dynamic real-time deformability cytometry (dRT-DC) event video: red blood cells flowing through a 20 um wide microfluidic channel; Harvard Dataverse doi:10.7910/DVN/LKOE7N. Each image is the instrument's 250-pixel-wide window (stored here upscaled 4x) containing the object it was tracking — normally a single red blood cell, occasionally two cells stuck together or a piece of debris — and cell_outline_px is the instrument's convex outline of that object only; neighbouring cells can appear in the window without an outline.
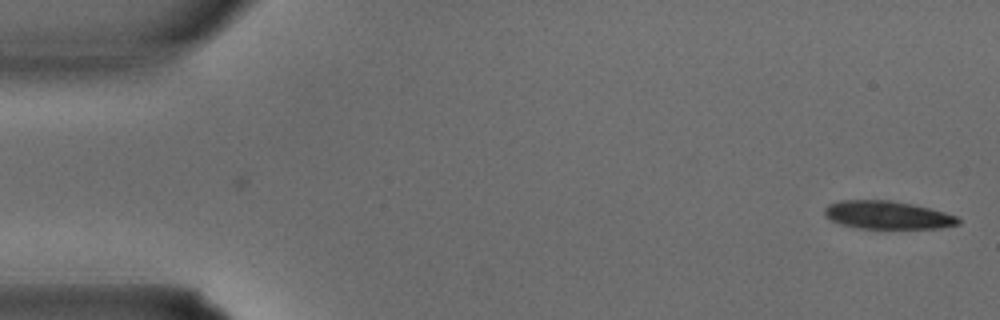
{"species": "common noctule bat (a hibernating species)", "species_latin": "Nyctalus noctula", "temperature_condition": "warm", "stored_images_in_passage": 2, "camera_frame_rate_fps": 3000, "um_per_image_px": 0.085, "animal": {"sex": "male", "body_mass_g": 15.6}, "frame": {"image": 1, "passage_image": 2, "time_ms": 0.333, "image_size_px": [1000, 320], "cell_outline_px": [[960, 224], [940, 228], [856, 228], [840, 224], [824, 216], [824, 208], [828, 204], [840, 200], [892, 200], [912, 204], [944, 212], [956, 216], [960, 220]], "centroid_in_image_um": [75.4, 18.27], "position_along_channel_um": 9.6, "area_um2": 21.85}}